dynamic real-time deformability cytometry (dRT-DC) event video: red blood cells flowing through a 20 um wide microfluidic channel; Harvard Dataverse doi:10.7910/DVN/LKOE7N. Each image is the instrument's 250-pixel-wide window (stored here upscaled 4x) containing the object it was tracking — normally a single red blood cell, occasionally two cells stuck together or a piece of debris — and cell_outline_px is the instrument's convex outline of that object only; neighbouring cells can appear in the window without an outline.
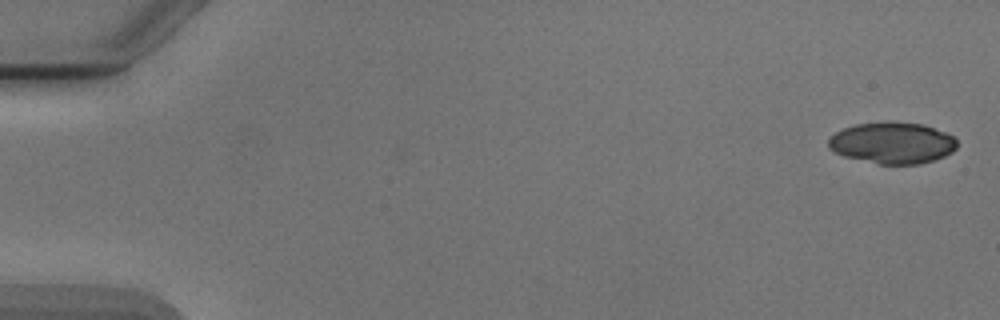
{"species": "Egyptian fruit bat (a non-hibernating species)", "species_latin": "Rousettus aegyptiacus", "temperature_condition": "cold", "stored_images_in_passage": 2, "camera_frame_rate_fps": 3000, "um_per_image_px": 0.085, "animal": {"sex": "male"}, "frame": {"image": 1, "passage_image": 2, "time_ms": 1.333, "image_size_px": [1000, 320], "cell_outline_px": [[956, 148], [952, 152], [944, 156], [920, 164], [880, 164], [844, 156], [828, 148], [828, 140], [836, 132], [844, 128], [856, 124], [888, 120], [892, 120], [924, 124], [956, 136]], "centroid_in_image_um": [75.87, 12.12], "position_along_channel_um": 9.1, "area_um2": 31.33}}